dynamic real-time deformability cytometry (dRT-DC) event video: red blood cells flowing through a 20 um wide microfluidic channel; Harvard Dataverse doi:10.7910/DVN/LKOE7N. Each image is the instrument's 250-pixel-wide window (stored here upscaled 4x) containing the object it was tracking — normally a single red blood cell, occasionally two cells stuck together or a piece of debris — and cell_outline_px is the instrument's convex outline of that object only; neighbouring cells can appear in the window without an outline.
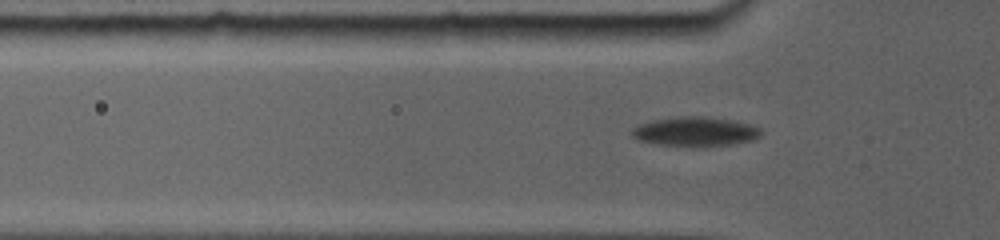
{"species": "common noctule bat (a hibernating species)", "species_latin": "Nyctalus noctula", "temperature_condition": "room temperature", "stored_images_in_passage": 43, "segment_of_instrument_passage": [1, 2], "camera_frame_rate_fps": 5000, "um_per_image_px": 0.085, "animal": {"sex": "female", "body_mass_g": 19.0, "forearm_length_mm": 56.7}, "frame": {"image": 1, "passage_image": 11, "time_ms": 3.0, "image_size_px": [1000, 240], "cell_outline_px": [[760, 132], [756, 136], [748, 140], [728, 144], [664, 144], [640, 140], [632, 132], [636, 128], [652, 120], [684, 116], [704, 116], [728, 120], [744, 124], [756, 128]], "centroid_in_image_um": [59.05, 11.14], "position_along_channel_um": 66.7, "area_um2": 20.06}}
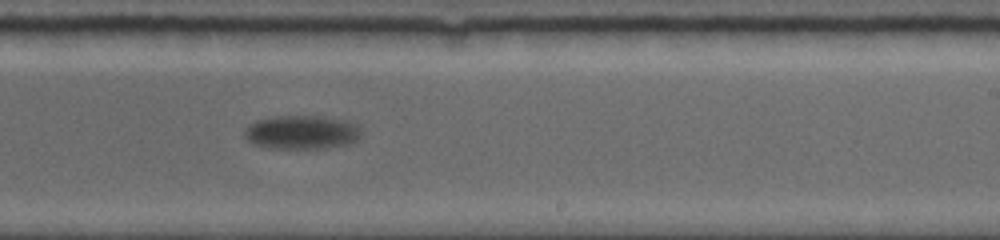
{"frame": {"image": 2, "passage_image": 24, "time_ms": 8.6, "image_size_px": [1000, 240], "cell_outline_px": [[360, 136], [356, 140], [348, 144], [324, 148], [272, 148], [252, 144], [244, 136], [244, 132], [256, 120], [276, 116], [316, 116], [344, 120], [356, 124], [360, 132]], "centroid_in_image_um": [25.63, 11.25], "position_along_channel_um": 263.4, "area_um2": 22.66}}
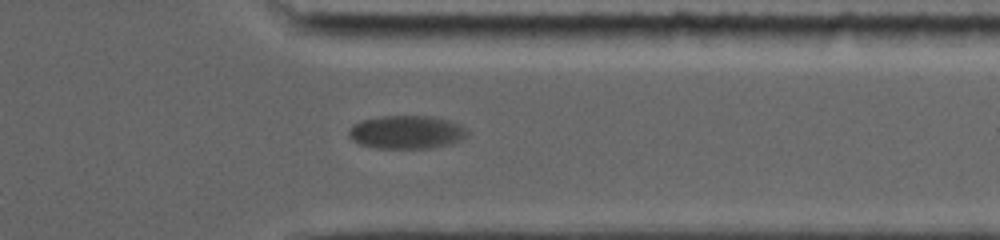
{"frame": {"image": 3, "passage_image": 37, "time_ms": 11.8, "image_size_px": [1000, 240], "cell_outline_px": [[468, 132], [460, 140], [448, 144], [432, 148], [376, 148], [360, 144], [352, 140], [348, 136], [348, 132], [352, 124], [360, 120], [384, 116], [428, 116], [448, 120], [460, 124]], "centroid_in_image_um": [34.5, 11.23], "position_along_channel_um": 376.9, "area_um2": 22.89}}